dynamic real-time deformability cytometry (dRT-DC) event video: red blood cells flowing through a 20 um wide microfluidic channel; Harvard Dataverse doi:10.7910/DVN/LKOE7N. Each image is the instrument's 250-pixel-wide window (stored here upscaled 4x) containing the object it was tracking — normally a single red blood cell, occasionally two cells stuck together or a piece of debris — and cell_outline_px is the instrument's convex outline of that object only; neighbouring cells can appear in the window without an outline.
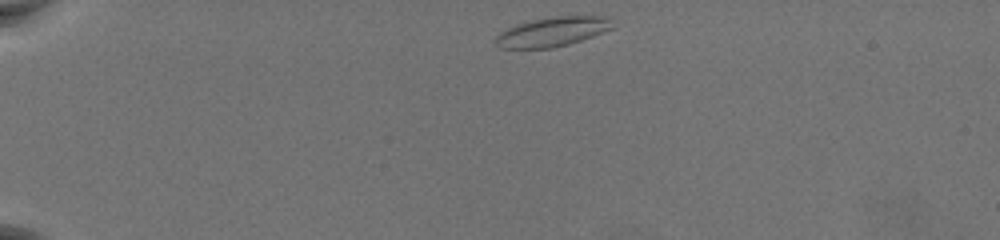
{"species": "common noctule bat (a hibernating species)", "species_latin": "Nyctalus noctula", "temperature_condition": "warm", "stored_images_in_passage": 46, "camera_frame_rate_fps": 3000, "um_per_image_px": 0.085, "animal": {"sex": "female", "body_mass_g": 19.5, "forearm_length_mm": 54.1}, "frame": {"image": 1, "passage_image": 1, "time_ms": 0.0, "image_size_px": [1000, 240], "cell_outline_px": [[612, 28], [604, 32], [568, 44], [552, 48], [500, 48], [492, 40], [500, 32], [516, 24], [528, 20], [552, 16], [608, 16], [612, 20]], "centroid_in_image_um": [46.92, 2.69], "position_along_channel_um": 38.1, "area_um2": 20.17}}
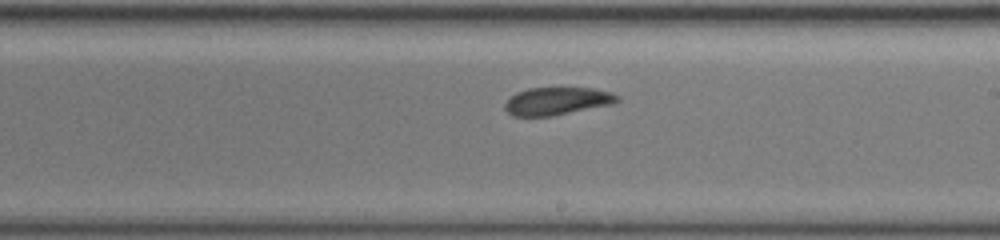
{"frame": {"image": 2, "passage_image": 24, "time_ms": 7.667, "image_size_px": [1000, 240], "cell_outline_px": [[620, 100], [612, 104], [552, 116], [512, 116], [504, 108], [504, 104], [516, 92], [528, 88], [592, 88], [612, 92], [620, 96]], "centroid_in_image_um": [47.36, 8.59], "position_along_channel_um": 241.6, "area_um2": 18.15}}
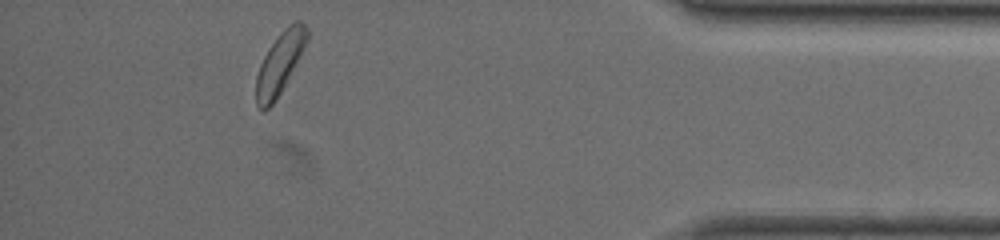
{"frame": {"image": 3, "passage_image": 41, "time_ms": 13.333, "image_size_px": [1000, 240], "cell_outline_px": [[308, 40], [280, 92], [272, 104], [268, 108], [260, 108], [256, 104], [256, 76], [260, 64], [268, 48], [280, 32], [288, 24], [296, 20], [300, 20], [308, 28]], "centroid_in_image_um": [23.78, 5.31], "position_along_channel_um": 411.4, "area_um2": 17.8}, "authors_computed_cell_mechanics": {"area_um2": 19.0162, "velocity_mm_per_s": 3.6573, "shape_relaxation_time_tau1_ms": 2.986, "shape_relaxation_time_tau2_ms": 2.6741, "deformation_change_tau1": 0.1, "deformation_change_tau2": 0.0889}}